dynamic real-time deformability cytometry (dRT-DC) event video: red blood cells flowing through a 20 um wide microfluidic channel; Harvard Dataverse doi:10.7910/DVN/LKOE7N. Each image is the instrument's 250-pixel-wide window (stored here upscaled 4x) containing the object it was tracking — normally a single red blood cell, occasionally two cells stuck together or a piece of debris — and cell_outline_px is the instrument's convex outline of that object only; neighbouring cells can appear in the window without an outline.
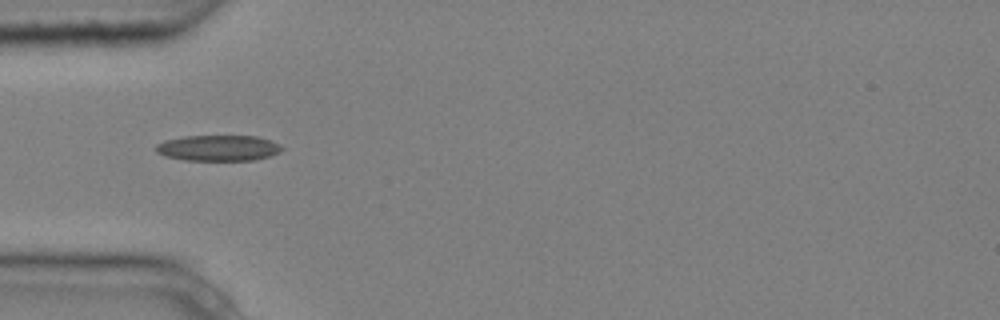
{"species": "common noctule bat (a hibernating species)", "species_latin": "Nyctalus noctula", "temperature_condition": "cold", "stored_images_in_passage": 2, "camera_frame_rate_fps": 3000, "um_per_image_px": 0.085, "animal": {"sex": "male", "body_mass_g": 20.4}, "frame": {"image": 1, "passage_image": 2, "time_ms": 0.333, "image_size_px": [1000, 320], "cell_outline_px": [[284, 148], [280, 152], [268, 156], [252, 160], [184, 160], [164, 156], [156, 152], [156, 144], [164, 140], [184, 136], [256, 136], [280, 144]], "centroid_in_image_um": [18.52, 12.58], "position_along_channel_um": 66.5, "area_um2": 18.9}}